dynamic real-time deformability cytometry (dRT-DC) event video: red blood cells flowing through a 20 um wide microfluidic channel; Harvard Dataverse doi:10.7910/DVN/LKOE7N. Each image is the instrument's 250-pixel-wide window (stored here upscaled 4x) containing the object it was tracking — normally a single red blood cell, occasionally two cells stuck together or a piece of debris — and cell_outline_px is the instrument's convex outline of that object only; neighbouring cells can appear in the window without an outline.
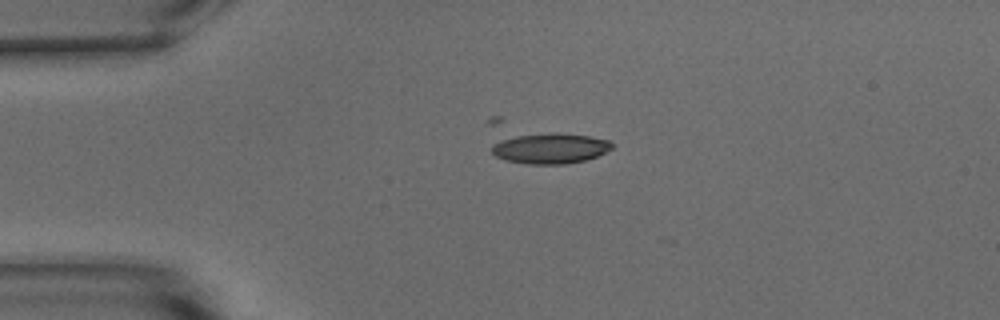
{"species": "common noctule bat (a hibernating species)", "species_latin": "Nyctalus noctula", "temperature_condition": "warm", "stored_images_in_passage": 18, "camera_frame_rate_fps": 3000, "um_per_image_px": 0.085, "animal": {"sex": "male", "body_mass_g": 15.6}, "frame": {"image": 1, "passage_image": 1, "time_ms": 0.0, "image_size_px": [1000, 320], "cell_outline_px": [[612, 148], [596, 156], [584, 160], [564, 164], [528, 164], [504, 160], [496, 156], [492, 152], [492, 144], [500, 140], [516, 136], [552, 132], [556, 132], [588, 136], [608, 140], [612, 144]], "centroid_in_image_um": [46.74, 12.61], "position_along_channel_um": 38.3, "area_um2": 21.15}}
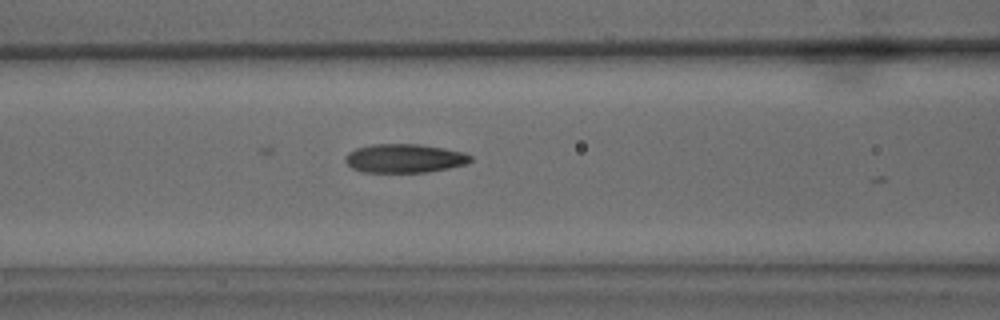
{"frame": {"image": 2, "passage_image": 11, "time_ms": 3.333, "image_size_px": [1000, 320], "cell_outline_px": [[472, 160], [464, 164], [448, 168], [428, 172], [364, 172], [352, 168], [344, 160], [344, 156], [348, 152], [356, 148], [372, 144], [420, 144], [444, 148], [464, 152], [472, 156]], "centroid_in_image_um": [34.36, 13.45], "position_along_channel_um": 132.2, "area_um2": 21.04}}
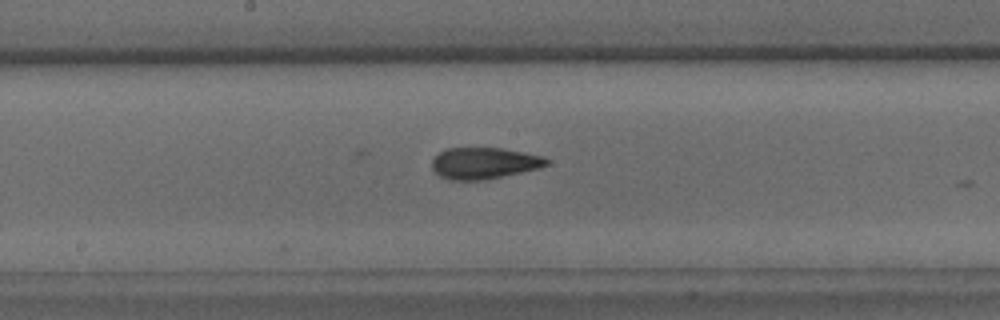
{"frame": {"image": 3, "passage_image": 17, "time_ms": 5.333, "image_size_px": [1000, 320], "cell_outline_px": [[548, 164], [540, 168], [484, 180], [448, 180], [440, 176], [432, 168], [432, 160], [440, 152], [448, 148], [504, 148], [544, 156], [548, 160]], "centroid_in_image_um": [41.16, 13.87], "position_along_channel_um": 207.0, "area_um2": 20.98}}